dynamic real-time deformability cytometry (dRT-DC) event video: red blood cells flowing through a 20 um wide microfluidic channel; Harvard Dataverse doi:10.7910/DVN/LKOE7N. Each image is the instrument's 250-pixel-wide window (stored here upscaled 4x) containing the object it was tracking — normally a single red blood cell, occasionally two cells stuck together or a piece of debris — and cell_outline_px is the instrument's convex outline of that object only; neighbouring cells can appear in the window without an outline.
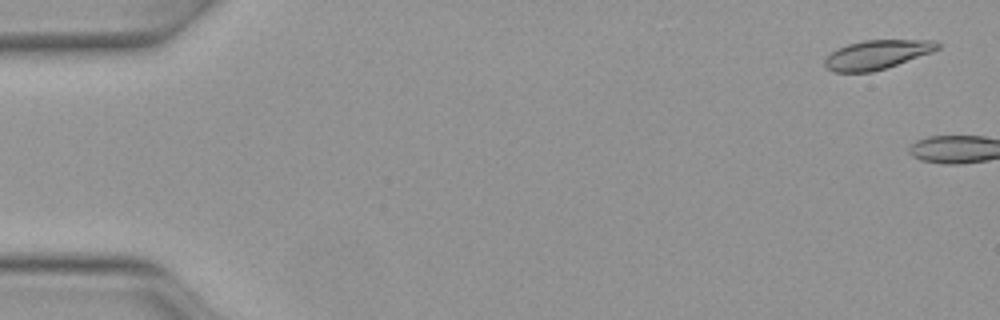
{"species": "Egyptian fruit bat (a non-hibernating species)", "species_latin": "Rousettus aegyptiacus", "temperature_condition": "warm", "stored_images_in_passage": 11, "camera_frame_rate_fps": 3000, "um_per_image_px": 0.085, "animal": {"sex": "female"}, "frame": {"image": 1, "passage_image": 2, "time_ms": 0.333, "image_size_px": [1000, 320], "cell_outline_px": [[940, 48], [932, 52], [872, 72], [832, 72], [824, 64], [824, 60], [836, 48], [848, 44], [864, 40], [936, 40], [940, 44]], "centroid_in_image_um": [74.53, 4.63], "position_along_channel_um": 10.5, "area_um2": 18.96}}